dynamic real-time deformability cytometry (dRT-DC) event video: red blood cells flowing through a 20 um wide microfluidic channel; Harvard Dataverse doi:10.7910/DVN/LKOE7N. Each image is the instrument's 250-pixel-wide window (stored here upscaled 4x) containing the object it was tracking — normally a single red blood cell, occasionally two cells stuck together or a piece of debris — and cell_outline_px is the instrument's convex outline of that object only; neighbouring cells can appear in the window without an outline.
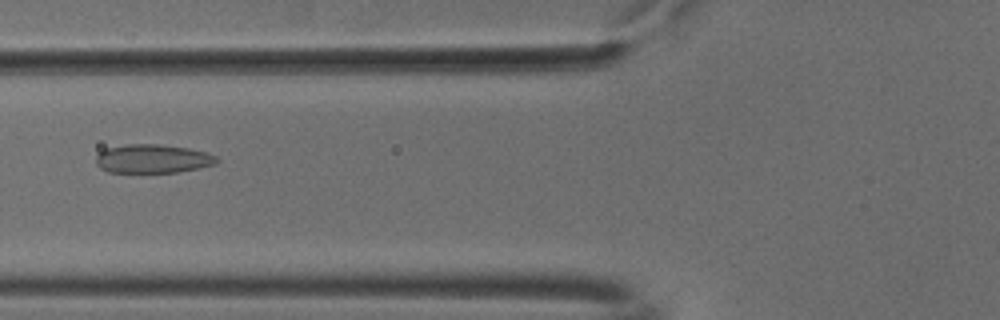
{"species": "common noctule bat (a hibernating species)", "species_latin": "Nyctalus noctula", "temperature_condition": "cold", "stored_images_in_passage": 40, "camera_frame_rate_fps": 3000, "um_per_image_px": 0.085, "animal": {"sex": "male", "body_mass_g": 18.8}, "frame": {"image": 1, "passage_image": 12, "time_ms": 3.667, "image_size_px": [1000, 320], "cell_outline_px": [[220, 160], [216, 164], [176, 172], [108, 172], [100, 168], [96, 164], [96, 156], [104, 148], [124, 144], [160, 144], [188, 148], [208, 152], [216, 156]], "centroid_in_image_um": [12.97, 13.48], "position_along_channel_um": 112.8, "area_um2": 20.35}}
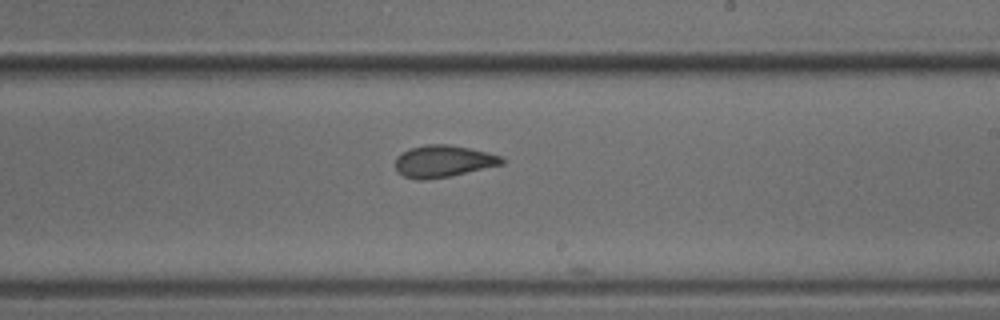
{"frame": {"image": 2, "passage_image": 23, "time_ms": 7.333, "image_size_px": [1000, 320], "cell_outline_px": [[504, 164], [452, 176], [428, 180], [416, 180], [404, 176], [396, 172], [396, 156], [408, 148], [424, 144], [448, 144], [488, 152], [500, 156], [504, 160]], "centroid_in_image_um": [37.64, 13.71], "position_along_channel_um": 251.4, "area_um2": 20.11}}
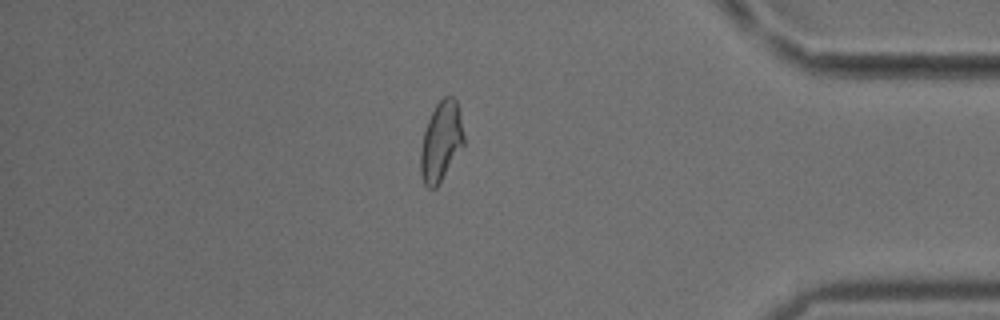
{"frame": {"image": 3, "passage_image": 37, "time_ms": 12.0, "image_size_px": [1000, 320], "cell_outline_px": [[464, 144], [436, 188], [428, 188], [424, 184], [420, 172], [420, 152], [424, 132], [428, 120], [436, 104], [444, 96], [452, 96], [456, 100], [460, 108], [464, 136]], "centroid_in_image_um": [37.49, 12.0], "position_along_channel_um": 397.7, "area_um2": 20.06}}